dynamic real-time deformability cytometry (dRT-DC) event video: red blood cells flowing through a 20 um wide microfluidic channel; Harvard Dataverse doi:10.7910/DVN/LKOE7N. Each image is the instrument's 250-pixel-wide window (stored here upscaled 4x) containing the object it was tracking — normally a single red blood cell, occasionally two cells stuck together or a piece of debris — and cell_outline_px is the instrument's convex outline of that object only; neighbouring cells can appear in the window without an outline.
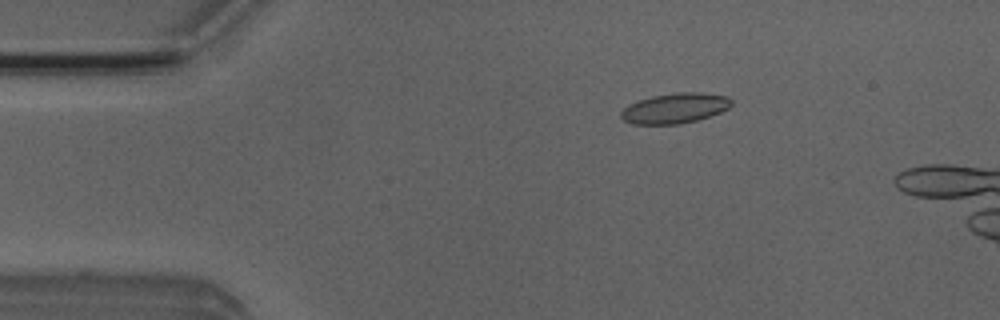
{"species": "Egyptian fruit bat (a non-hibernating species)", "species_latin": "Rousettus aegyptiacus", "temperature_condition": "room temperature", "stored_images_in_passage": 35, "camera_frame_rate_fps": 3000, "um_per_image_px": 0.085, "animal": {"sex": "male"}, "frame": {"image": 1, "passage_image": 2, "time_ms": 0.333, "image_size_px": [1000, 320], "cell_outline_px": [[732, 104], [728, 108], [720, 112], [696, 120], [680, 124], [632, 124], [624, 120], [620, 116], [620, 112], [628, 104], [652, 96], [676, 92], [700, 92], [728, 96], [732, 100]], "centroid_in_image_um": [57.36, 9.19], "position_along_channel_um": 27.6, "area_um2": 19.42}}
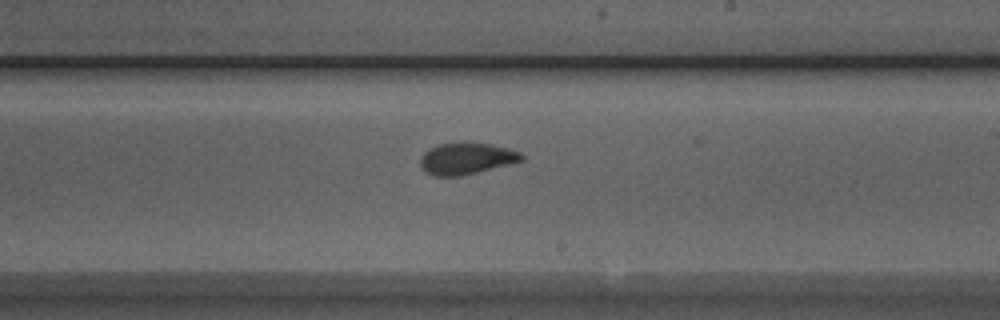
{"frame": {"image": 2, "passage_image": 23, "time_ms": 7.333, "image_size_px": [1000, 320], "cell_outline_px": [[524, 160], [460, 176], [432, 176], [420, 164], [420, 160], [424, 152], [428, 148], [440, 144], [464, 140], [488, 144], [508, 148], [520, 152], [524, 156]], "centroid_in_image_um": [39.64, 13.44], "position_along_channel_um": 249.4, "area_um2": 18.73}}
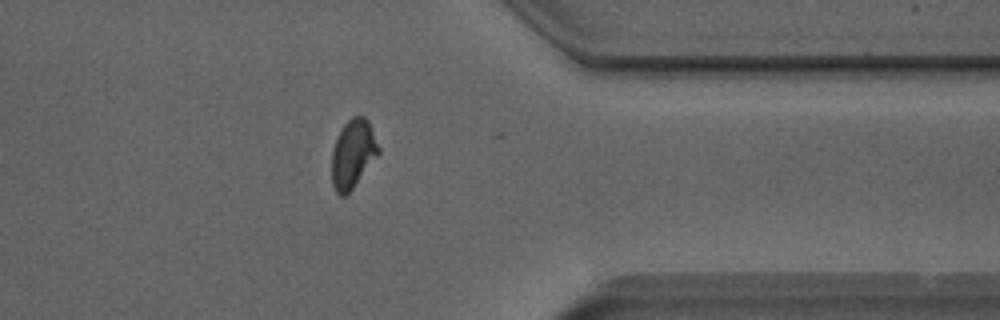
{"frame": {"image": 3, "passage_image": 34, "time_ms": 11.0, "image_size_px": [1000, 320], "cell_outline_px": [[380, 152], [352, 188], [344, 196], [340, 196], [336, 192], [332, 184], [332, 152], [336, 140], [344, 124], [352, 116], [364, 116], [368, 120], [380, 148]], "centroid_in_image_um": [30.0, 13.06], "position_along_channel_um": 381.4, "area_um2": 18.32}, "authors_computed_cell_mechanics": {"area_um2": 18.8428, "velocity_mm_per_s": 3.9542, "shape_relaxation_time_tau1_ms": 5.3306, "shape_relaxation_time_tau2_ms": 1.0976, "deformation_change_tau1": 0.1457, "deformation_change_tau2": 0.0693}}